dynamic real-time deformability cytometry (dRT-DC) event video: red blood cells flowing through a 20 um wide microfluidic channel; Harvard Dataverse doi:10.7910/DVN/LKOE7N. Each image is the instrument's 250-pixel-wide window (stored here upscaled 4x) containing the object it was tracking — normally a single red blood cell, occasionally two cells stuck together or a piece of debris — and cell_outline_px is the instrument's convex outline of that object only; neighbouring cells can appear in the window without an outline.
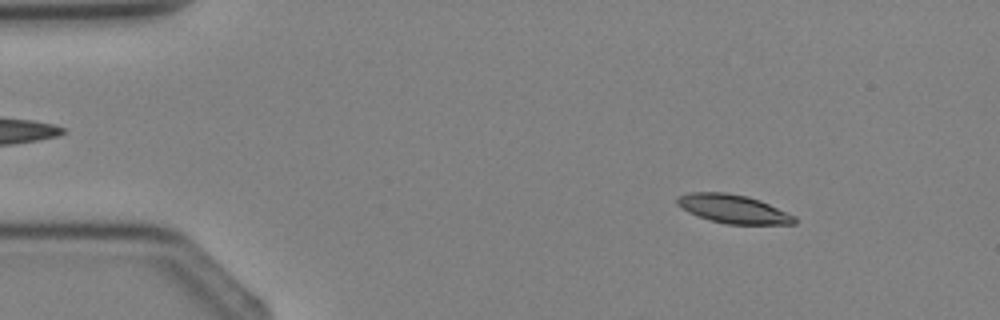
{"species": "Egyptian fruit bat (a non-hibernating species)", "species_latin": "Rousettus aegyptiacus", "temperature_condition": "cold", "stored_images_in_passage": 3, "camera_frame_rate_fps": 3000, "um_per_image_px": 0.085, "animal": {"sex": "female"}, "frame": {"image": 1, "passage_image": 1, "time_ms": 0.0, "image_size_px": [1000, 320], "cell_outline_px": [[796, 224], [728, 224], [712, 220], [688, 212], [676, 204], [676, 200], [680, 196], [688, 192], [724, 192], [748, 196], [760, 200], [796, 216]], "centroid_in_image_um": [62.34, 17.75], "position_along_channel_um": 22.7, "area_um2": 19.42}}
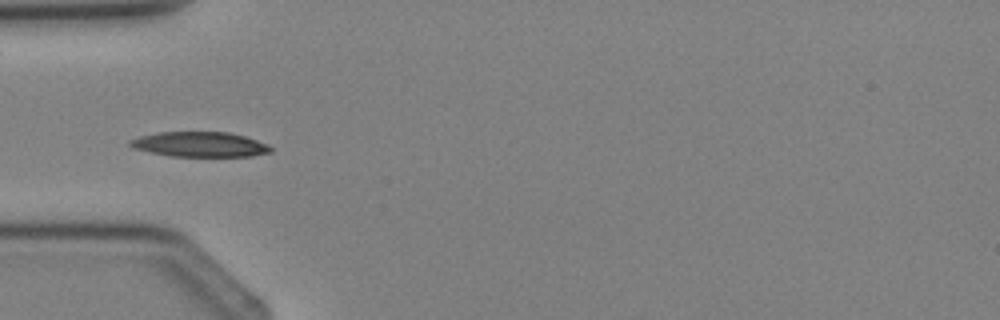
{"frame": {"image": 2, "passage_image": 3, "time_ms": 2.333, "image_size_px": [1000, 320], "cell_outline_px": [[272, 152], [252, 156], [172, 156], [132, 148], [128, 144], [128, 140], [140, 136], [156, 132], [228, 132], [244, 136], [268, 144], [272, 148]], "centroid_in_image_um": [16.98, 12.27], "position_along_channel_um": 68.0, "area_um2": 20.46}}